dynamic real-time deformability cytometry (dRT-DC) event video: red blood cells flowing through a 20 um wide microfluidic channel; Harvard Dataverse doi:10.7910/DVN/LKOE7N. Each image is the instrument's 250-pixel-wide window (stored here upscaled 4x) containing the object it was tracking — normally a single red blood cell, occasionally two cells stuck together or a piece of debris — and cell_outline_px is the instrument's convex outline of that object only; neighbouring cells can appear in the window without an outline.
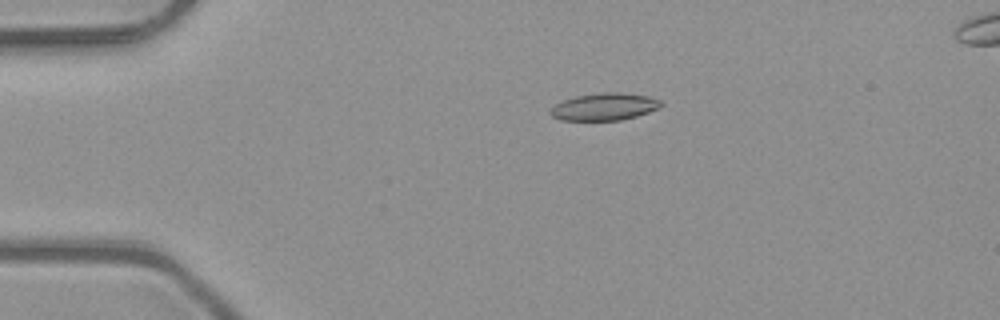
{"species": "common noctule bat (a hibernating species)", "species_latin": "Nyctalus noctula", "temperature_condition": "room temperature", "stored_images_in_passage": 4, "camera_frame_rate_fps": 3000, "um_per_image_px": 0.085, "animal": {"sex": "male", "body_mass_g": 23.1, "forearm_length_mm": 52.7}, "frame": {"image": 1, "passage_image": 3, "time_ms": 0.667, "image_size_px": [1000, 320], "cell_outline_px": [[664, 104], [660, 108], [636, 116], [620, 120], [560, 120], [552, 116], [548, 112], [556, 104], [564, 100], [576, 96], [604, 92], [620, 92], [648, 96], [660, 100]], "centroid_in_image_um": [51.39, 9.07], "position_along_channel_um": 33.6, "area_um2": 17.51}}